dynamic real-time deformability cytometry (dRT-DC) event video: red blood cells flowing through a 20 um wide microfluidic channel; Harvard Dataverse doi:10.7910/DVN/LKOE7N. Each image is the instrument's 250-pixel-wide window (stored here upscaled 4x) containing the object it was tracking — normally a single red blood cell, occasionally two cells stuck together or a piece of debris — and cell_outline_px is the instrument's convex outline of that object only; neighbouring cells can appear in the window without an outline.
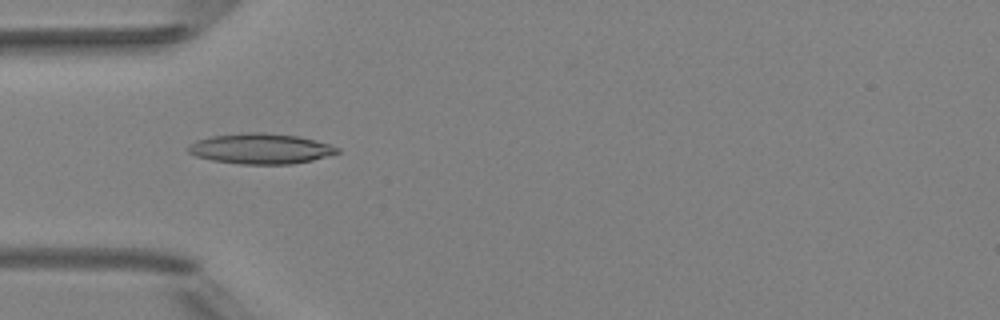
{"species": "Egyptian fruit bat (a non-hibernating species)", "species_latin": "Rousettus aegyptiacus", "temperature_condition": "room temperature", "stored_images_in_passage": 5, "camera_frame_rate_fps": 3000, "um_per_image_px": 0.085, "animal": {"sex": "female"}, "frame": {"image": 1, "passage_image": 4, "time_ms": 4.333, "image_size_px": [1000, 320], "cell_outline_px": [[340, 152], [312, 160], [292, 164], [240, 164], [212, 160], [196, 156], [188, 152], [188, 144], [196, 140], [212, 136], [240, 132], [264, 132], [300, 136], [328, 144], [340, 148]], "centroid_in_image_um": [22.13, 12.63], "position_along_channel_um": 62.9, "area_um2": 26.53}}
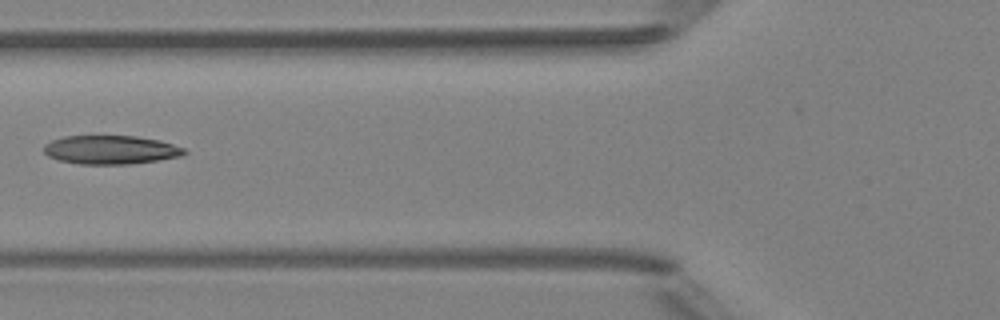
{"frame": {"image": 2, "passage_image": 5, "time_ms": 5.667, "image_size_px": [1000, 320], "cell_outline_px": [[188, 152], [184, 156], [128, 164], [80, 164], [60, 160], [48, 156], [44, 152], [44, 144], [52, 140], [64, 136], [136, 136], [160, 140], [184, 148]], "centroid_in_image_um": [9.42, 12.73], "position_along_channel_um": 116.4, "area_um2": 23.47}}